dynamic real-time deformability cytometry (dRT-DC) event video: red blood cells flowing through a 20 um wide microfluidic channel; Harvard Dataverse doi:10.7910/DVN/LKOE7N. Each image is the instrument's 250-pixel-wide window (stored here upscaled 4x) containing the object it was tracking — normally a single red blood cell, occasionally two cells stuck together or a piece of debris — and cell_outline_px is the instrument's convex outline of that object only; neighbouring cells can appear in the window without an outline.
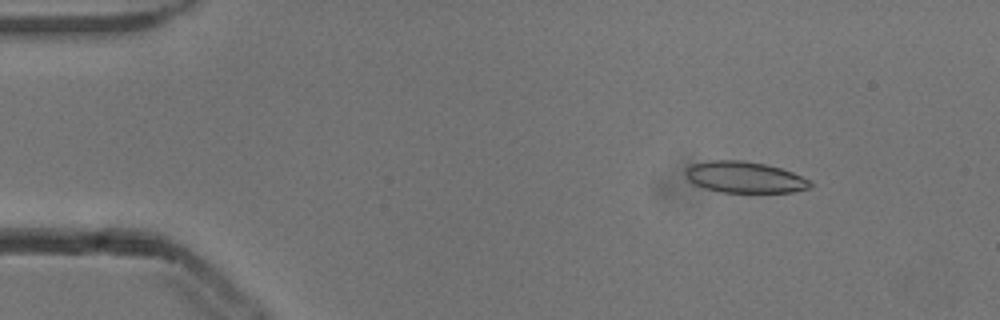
{"species": "common noctule bat (a hibernating species)", "species_latin": "Nyctalus noctula", "temperature_condition": "cold", "stored_images_in_passage": 52, "camera_frame_rate_fps": 3000, "um_per_image_px": 0.085, "animal": {"sex": "male", "body_mass_g": 13.3}, "frame": {"image": 1, "passage_image": 6, "time_ms": 1.667, "image_size_px": [1000, 320], "cell_outline_px": [[812, 184], [808, 188], [792, 192], [720, 192], [704, 188], [692, 184], [688, 180], [684, 172], [692, 164], [708, 160], [744, 160], [764, 164], [780, 168], [792, 172], [812, 180]], "centroid_in_image_um": [63.27, 15.06], "position_along_channel_um": 21.7, "area_um2": 22.83}}
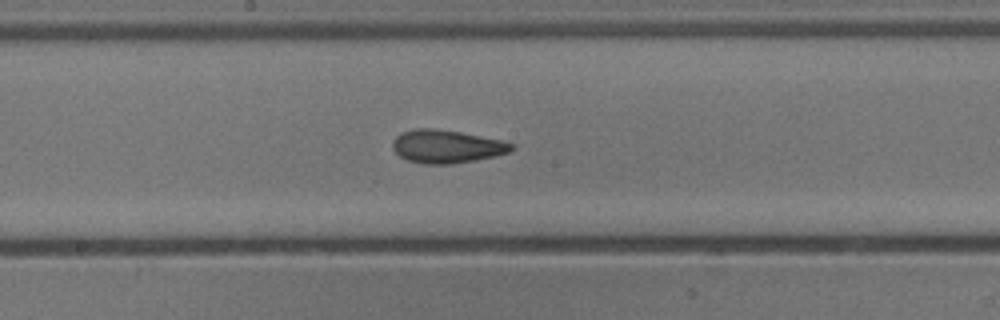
{"frame": {"image": 2, "passage_image": 27, "time_ms": 8.667, "image_size_px": [1000, 320], "cell_outline_px": [[516, 148], [508, 152], [492, 156], [452, 164], [424, 164], [408, 160], [400, 156], [392, 148], [392, 140], [400, 132], [416, 128], [432, 128], [460, 132], [500, 140], [512, 144]], "centroid_in_image_um": [37.9, 12.44], "position_along_channel_um": 210.3, "area_um2": 22.72}}
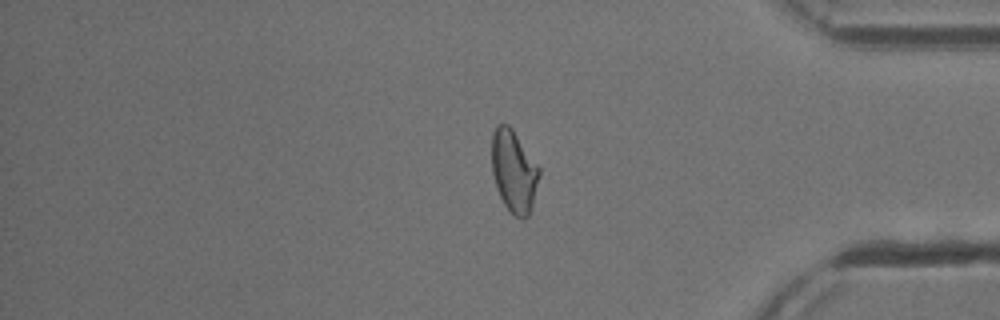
{"frame": {"image": 3, "passage_image": 43, "time_ms": 14.0, "image_size_px": [1000, 320], "cell_outline_px": [[540, 176], [532, 204], [528, 216], [524, 220], [520, 220], [504, 204], [496, 188], [492, 172], [492, 132], [496, 124], [508, 124], [512, 128], [540, 168]], "centroid_in_image_um": [43.67, 14.54], "position_along_channel_um": 391.5, "area_um2": 22.72}, "authors_computed_cell_mechanics": {"area_um2": 22.8599, "velocity_mm_per_s": 3.8676, "shape_relaxation_time_tau1_ms": 4.7862, "shape_relaxation_time_tau2_ms": 1.5878, "deformation_change_tau1": 0.1274, "deformation_change_tau2": 0.0824}}